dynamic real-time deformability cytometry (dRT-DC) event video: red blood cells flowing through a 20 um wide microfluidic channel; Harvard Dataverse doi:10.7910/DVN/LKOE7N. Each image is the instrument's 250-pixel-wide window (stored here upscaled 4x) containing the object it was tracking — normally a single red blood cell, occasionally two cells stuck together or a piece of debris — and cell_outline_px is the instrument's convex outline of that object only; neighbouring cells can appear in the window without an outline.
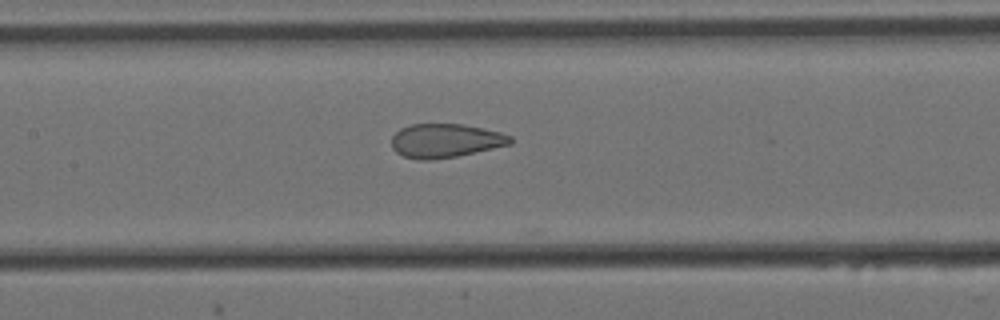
{"species": "Egyptian fruit bat (a non-hibernating species)", "species_latin": "Rousettus aegyptiacus", "temperature_condition": "cold", "stored_images_in_passage": 20, "camera_frame_rate_fps": 3000, "um_per_image_px": 0.085, "animal": {"sex": "female"}, "frame": {"image": 1, "passage_image": 15, "time_ms": 4.667, "image_size_px": [1000, 320], "cell_outline_px": [[512, 144], [456, 156], [432, 160], [420, 160], [404, 156], [396, 152], [392, 148], [392, 136], [400, 128], [412, 124], [464, 124], [484, 128], [500, 132], [512, 136]], "centroid_in_image_um": [37.86, 11.95], "position_along_channel_um": 169.5, "area_um2": 23.47}}
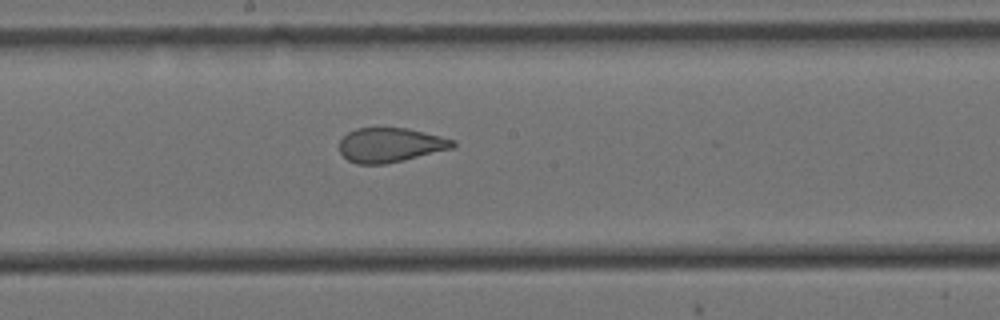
{"frame": {"image": 2, "passage_image": 19, "time_ms": 6.0, "image_size_px": [1000, 320], "cell_outline_px": [[456, 144], [452, 148], [404, 160], [384, 164], [356, 164], [348, 160], [340, 152], [340, 140], [348, 132], [356, 128], [408, 128], [456, 140]], "centroid_in_image_um": [33.17, 12.32], "position_along_channel_um": 215.0, "area_um2": 22.66}}